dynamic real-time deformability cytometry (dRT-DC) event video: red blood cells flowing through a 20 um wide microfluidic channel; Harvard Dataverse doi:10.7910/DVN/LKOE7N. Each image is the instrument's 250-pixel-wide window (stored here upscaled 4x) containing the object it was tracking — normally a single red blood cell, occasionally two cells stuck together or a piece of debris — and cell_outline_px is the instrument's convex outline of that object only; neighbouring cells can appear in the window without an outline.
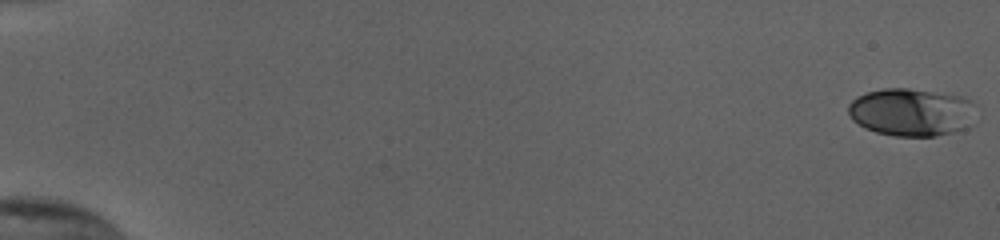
{"species": "human", "species_latin": "Homo sapiens", "temperature_condition": "cold", "stored_images_in_passage": 55, "camera_frame_rate_fps": 3000, "um_per_image_px": 0.085, "donor": {"sex": "female"}, "frame": {"image": 1, "passage_image": 1, "time_ms": 0.0, "image_size_px": [1000, 240], "cell_outline_px": [[976, 104], [968, 128], [936, 136], [896, 136], [876, 132], [864, 128], [852, 120], [848, 112], [848, 104], [856, 96], [868, 92], [884, 88], [908, 88], [960, 96], [972, 100]], "centroid_in_image_um": [77.45, 9.53], "position_along_channel_um": 7.6, "area_um2": 35.66}}
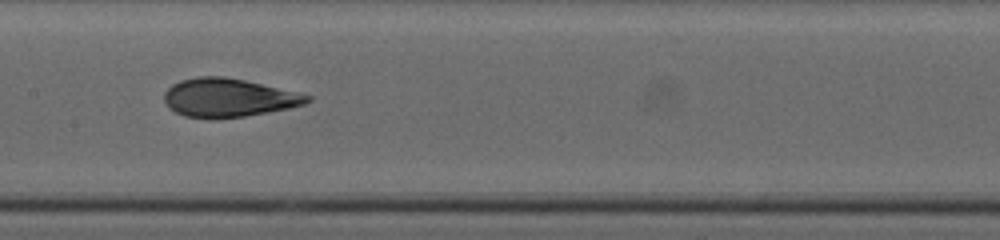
{"frame": {"image": 2, "passage_image": 30, "time_ms": 9.667, "image_size_px": [1000, 240], "cell_outline_px": [[312, 100], [304, 104], [288, 108], [268, 112], [244, 116], [216, 120], [212, 120], [184, 116], [168, 108], [164, 100], [164, 92], [172, 84], [180, 80], [200, 76], [224, 76], [244, 80], [300, 92], [312, 96]], "centroid_in_image_um": [19.4, 8.32], "position_along_channel_um": 188.0, "area_um2": 32.48}}
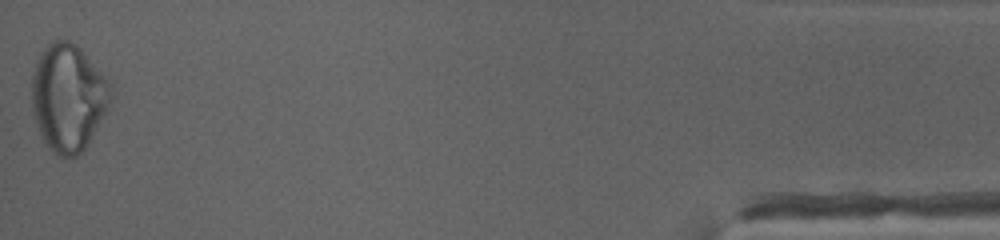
{"frame": {"image": 3, "passage_image": 55, "time_ms": 18.0, "image_size_px": [1000, 240], "cell_outline_px": [[112, 96], [108, 108], [104, 116], [88, 144], [76, 156], [56, 156], [48, 148], [36, 124], [32, 112], [32, 76], [36, 60], [40, 52], [52, 40], [68, 40], [76, 44], [80, 48], [112, 84]], "centroid_in_image_um": [5.79, 8.28], "position_along_channel_um": 429.4, "area_um2": 49.53}, "authors_computed_cell_mechanics": {"area_um2": 32.5992, "velocity_mm_per_s": 3.8574, "shape_relaxation_time_tau1_ms": 5.2386, "shape_relaxation_time_tau2_ms": 1.0053, "deformation_change_tau1": 0.1785, "deformation_change_tau2": 0.0659}}